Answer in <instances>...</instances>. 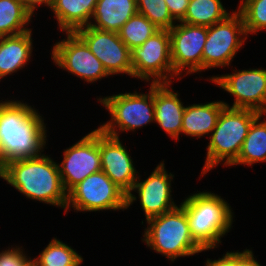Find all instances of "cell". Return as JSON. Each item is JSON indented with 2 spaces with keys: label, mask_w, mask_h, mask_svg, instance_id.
<instances>
[{
  "label": "cell",
  "mask_w": 266,
  "mask_h": 266,
  "mask_svg": "<svg viewBox=\"0 0 266 266\" xmlns=\"http://www.w3.org/2000/svg\"><path fill=\"white\" fill-rule=\"evenodd\" d=\"M42 116L21 101H0V156L4 164L36 157L46 144Z\"/></svg>",
  "instance_id": "6da1fadb"
},
{
  "label": "cell",
  "mask_w": 266,
  "mask_h": 266,
  "mask_svg": "<svg viewBox=\"0 0 266 266\" xmlns=\"http://www.w3.org/2000/svg\"><path fill=\"white\" fill-rule=\"evenodd\" d=\"M2 179L27 198L59 206L66 211L67 192L58 164L50 157L40 154L10 161L5 164Z\"/></svg>",
  "instance_id": "7a4b0ae2"
},
{
  "label": "cell",
  "mask_w": 266,
  "mask_h": 266,
  "mask_svg": "<svg viewBox=\"0 0 266 266\" xmlns=\"http://www.w3.org/2000/svg\"><path fill=\"white\" fill-rule=\"evenodd\" d=\"M194 241L205 251L221 243V237L229 232L233 213L229 204L211 192H198L181 203Z\"/></svg>",
  "instance_id": "3957f363"
},
{
  "label": "cell",
  "mask_w": 266,
  "mask_h": 266,
  "mask_svg": "<svg viewBox=\"0 0 266 266\" xmlns=\"http://www.w3.org/2000/svg\"><path fill=\"white\" fill-rule=\"evenodd\" d=\"M224 104L217 124L209 135L210 142L201 176L222 161L223 165L231 166L237 160L250 125L260 115L251 109L231 108L228 103Z\"/></svg>",
  "instance_id": "277c9868"
},
{
  "label": "cell",
  "mask_w": 266,
  "mask_h": 266,
  "mask_svg": "<svg viewBox=\"0 0 266 266\" xmlns=\"http://www.w3.org/2000/svg\"><path fill=\"white\" fill-rule=\"evenodd\" d=\"M144 238L150 249L161 253L169 260L191 256L204 250L191 236L187 215L182 205L173 210L146 220Z\"/></svg>",
  "instance_id": "5b68a950"
},
{
  "label": "cell",
  "mask_w": 266,
  "mask_h": 266,
  "mask_svg": "<svg viewBox=\"0 0 266 266\" xmlns=\"http://www.w3.org/2000/svg\"><path fill=\"white\" fill-rule=\"evenodd\" d=\"M100 103L110 112L111 120L102 124L105 134L120 137L119 131H134L148 123L155 122L154 83H151L149 93H121L99 98Z\"/></svg>",
  "instance_id": "8992f818"
},
{
  "label": "cell",
  "mask_w": 266,
  "mask_h": 266,
  "mask_svg": "<svg viewBox=\"0 0 266 266\" xmlns=\"http://www.w3.org/2000/svg\"><path fill=\"white\" fill-rule=\"evenodd\" d=\"M132 77L151 83H169L178 76L171 62L169 30L159 29L141 46L131 50ZM169 76V77H168Z\"/></svg>",
  "instance_id": "52a82bcc"
},
{
  "label": "cell",
  "mask_w": 266,
  "mask_h": 266,
  "mask_svg": "<svg viewBox=\"0 0 266 266\" xmlns=\"http://www.w3.org/2000/svg\"><path fill=\"white\" fill-rule=\"evenodd\" d=\"M127 209V194L102 170L92 173L67 193L66 211ZM69 207V208H68Z\"/></svg>",
  "instance_id": "ba28073f"
},
{
  "label": "cell",
  "mask_w": 266,
  "mask_h": 266,
  "mask_svg": "<svg viewBox=\"0 0 266 266\" xmlns=\"http://www.w3.org/2000/svg\"><path fill=\"white\" fill-rule=\"evenodd\" d=\"M246 36L243 19L238 11L209 26L203 49L202 70L229 66L245 42Z\"/></svg>",
  "instance_id": "9c48e42d"
},
{
  "label": "cell",
  "mask_w": 266,
  "mask_h": 266,
  "mask_svg": "<svg viewBox=\"0 0 266 266\" xmlns=\"http://www.w3.org/2000/svg\"><path fill=\"white\" fill-rule=\"evenodd\" d=\"M66 34L67 38L54 44L51 53L52 60L58 67L88 83L110 76L101 61L75 32Z\"/></svg>",
  "instance_id": "30bf717a"
},
{
  "label": "cell",
  "mask_w": 266,
  "mask_h": 266,
  "mask_svg": "<svg viewBox=\"0 0 266 266\" xmlns=\"http://www.w3.org/2000/svg\"><path fill=\"white\" fill-rule=\"evenodd\" d=\"M61 181L68 193L92 173L101 170L99 128L82 137L64 151V159L58 163Z\"/></svg>",
  "instance_id": "8fae6325"
},
{
  "label": "cell",
  "mask_w": 266,
  "mask_h": 266,
  "mask_svg": "<svg viewBox=\"0 0 266 266\" xmlns=\"http://www.w3.org/2000/svg\"><path fill=\"white\" fill-rule=\"evenodd\" d=\"M210 80L232 94L231 108L251 109L266 114V70H239L232 74L211 77Z\"/></svg>",
  "instance_id": "7c38bea8"
},
{
  "label": "cell",
  "mask_w": 266,
  "mask_h": 266,
  "mask_svg": "<svg viewBox=\"0 0 266 266\" xmlns=\"http://www.w3.org/2000/svg\"><path fill=\"white\" fill-rule=\"evenodd\" d=\"M171 62L174 72L180 76L187 68V74L202 71L203 49L208 27L180 22L170 30Z\"/></svg>",
  "instance_id": "4fadbf2b"
},
{
  "label": "cell",
  "mask_w": 266,
  "mask_h": 266,
  "mask_svg": "<svg viewBox=\"0 0 266 266\" xmlns=\"http://www.w3.org/2000/svg\"><path fill=\"white\" fill-rule=\"evenodd\" d=\"M75 33L101 61L109 75L124 73L132 76L131 50L118 33L99 30L90 25L77 29Z\"/></svg>",
  "instance_id": "5bb4252c"
},
{
  "label": "cell",
  "mask_w": 266,
  "mask_h": 266,
  "mask_svg": "<svg viewBox=\"0 0 266 266\" xmlns=\"http://www.w3.org/2000/svg\"><path fill=\"white\" fill-rule=\"evenodd\" d=\"M101 170L127 194V207L136 200L132 188L137 180V171L131 156L118 137L105 134L99 129Z\"/></svg>",
  "instance_id": "9a60e30c"
},
{
  "label": "cell",
  "mask_w": 266,
  "mask_h": 266,
  "mask_svg": "<svg viewBox=\"0 0 266 266\" xmlns=\"http://www.w3.org/2000/svg\"><path fill=\"white\" fill-rule=\"evenodd\" d=\"M173 177L174 175L167 173L164 161L157 165L151 175L143 182H140L138 176L132 191L137 190L139 194L145 220L162 215L177 207L171 197V180Z\"/></svg>",
  "instance_id": "2e32d148"
},
{
  "label": "cell",
  "mask_w": 266,
  "mask_h": 266,
  "mask_svg": "<svg viewBox=\"0 0 266 266\" xmlns=\"http://www.w3.org/2000/svg\"><path fill=\"white\" fill-rule=\"evenodd\" d=\"M169 87V83L154 84L155 122L171 138L179 140L185 106L179 100L178 92Z\"/></svg>",
  "instance_id": "e0dca14e"
},
{
  "label": "cell",
  "mask_w": 266,
  "mask_h": 266,
  "mask_svg": "<svg viewBox=\"0 0 266 266\" xmlns=\"http://www.w3.org/2000/svg\"><path fill=\"white\" fill-rule=\"evenodd\" d=\"M137 11L136 0H98L90 26L99 30L118 33L120 28Z\"/></svg>",
  "instance_id": "ac0fdd59"
},
{
  "label": "cell",
  "mask_w": 266,
  "mask_h": 266,
  "mask_svg": "<svg viewBox=\"0 0 266 266\" xmlns=\"http://www.w3.org/2000/svg\"><path fill=\"white\" fill-rule=\"evenodd\" d=\"M31 30L0 37V79L23 68L32 53Z\"/></svg>",
  "instance_id": "d6986e66"
},
{
  "label": "cell",
  "mask_w": 266,
  "mask_h": 266,
  "mask_svg": "<svg viewBox=\"0 0 266 266\" xmlns=\"http://www.w3.org/2000/svg\"><path fill=\"white\" fill-rule=\"evenodd\" d=\"M224 107L225 104L222 101L186 106L182 118L181 133L192 137L209 135L214 130Z\"/></svg>",
  "instance_id": "ffe728a7"
},
{
  "label": "cell",
  "mask_w": 266,
  "mask_h": 266,
  "mask_svg": "<svg viewBox=\"0 0 266 266\" xmlns=\"http://www.w3.org/2000/svg\"><path fill=\"white\" fill-rule=\"evenodd\" d=\"M98 0H54L51 10L55 14L59 28L65 32H75L89 26Z\"/></svg>",
  "instance_id": "44dd1931"
},
{
  "label": "cell",
  "mask_w": 266,
  "mask_h": 266,
  "mask_svg": "<svg viewBox=\"0 0 266 266\" xmlns=\"http://www.w3.org/2000/svg\"><path fill=\"white\" fill-rule=\"evenodd\" d=\"M260 114L250 125L237 160L231 165H251L266 161V120Z\"/></svg>",
  "instance_id": "7402d4cb"
},
{
  "label": "cell",
  "mask_w": 266,
  "mask_h": 266,
  "mask_svg": "<svg viewBox=\"0 0 266 266\" xmlns=\"http://www.w3.org/2000/svg\"><path fill=\"white\" fill-rule=\"evenodd\" d=\"M32 14L20 0H0V37L22 34L31 29L29 24Z\"/></svg>",
  "instance_id": "603a6c76"
},
{
  "label": "cell",
  "mask_w": 266,
  "mask_h": 266,
  "mask_svg": "<svg viewBox=\"0 0 266 266\" xmlns=\"http://www.w3.org/2000/svg\"><path fill=\"white\" fill-rule=\"evenodd\" d=\"M228 15L230 13L223 7L221 0H190L187 12L180 22L209 27Z\"/></svg>",
  "instance_id": "cb8c5ba5"
},
{
  "label": "cell",
  "mask_w": 266,
  "mask_h": 266,
  "mask_svg": "<svg viewBox=\"0 0 266 266\" xmlns=\"http://www.w3.org/2000/svg\"><path fill=\"white\" fill-rule=\"evenodd\" d=\"M36 266H79L83 258L71 246L54 238L37 258Z\"/></svg>",
  "instance_id": "d4e9b609"
},
{
  "label": "cell",
  "mask_w": 266,
  "mask_h": 266,
  "mask_svg": "<svg viewBox=\"0 0 266 266\" xmlns=\"http://www.w3.org/2000/svg\"><path fill=\"white\" fill-rule=\"evenodd\" d=\"M158 30V27L137 12L120 28L118 35L124 44L132 50L141 46Z\"/></svg>",
  "instance_id": "484cf974"
},
{
  "label": "cell",
  "mask_w": 266,
  "mask_h": 266,
  "mask_svg": "<svg viewBox=\"0 0 266 266\" xmlns=\"http://www.w3.org/2000/svg\"><path fill=\"white\" fill-rule=\"evenodd\" d=\"M237 10L243 19L246 34L266 29V0H241Z\"/></svg>",
  "instance_id": "4316f807"
},
{
  "label": "cell",
  "mask_w": 266,
  "mask_h": 266,
  "mask_svg": "<svg viewBox=\"0 0 266 266\" xmlns=\"http://www.w3.org/2000/svg\"><path fill=\"white\" fill-rule=\"evenodd\" d=\"M138 13L145 16L159 29L170 30L175 19L169 12L165 0H136Z\"/></svg>",
  "instance_id": "83f0119b"
},
{
  "label": "cell",
  "mask_w": 266,
  "mask_h": 266,
  "mask_svg": "<svg viewBox=\"0 0 266 266\" xmlns=\"http://www.w3.org/2000/svg\"><path fill=\"white\" fill-rule=\"evenodd\" d=\"M29 261L23 249L19 247L11 248V250L9 248L0 253V266H25Z\"/></svg>",
  "instance_id": "f1b7e54d"
},
{
  "label": "cell",
  "mask_w": 266,
  "mask_h": 266,
  "mask_svg": "<svg viewBox=\"0 0 266 266\" xmlns=\"http://www.w3.org/2000/svg\"><path fill=\"white\" fill-rule=\"evenodd\" d=\"M189 1L190 0H165L169 12L175 21L180 22L184 18L188 9Z\"/></svg>",
  "instance_id": "f546056e"
},
{
  "label": "cell",
  "mask_w": 266,
  "mask_h": 266,
  "mask_svg": "<svg viewBox=\"0 0 266 266\" xmlns=\"http://www.w3.org/2000/svg\"><path fill=\"white\" fill-rule=\"evenodd\" d=\"M252 250L236 251V266H261L253 257Z\"/></svg>",
  "instance_id": "4dcf8cb0"
},
{
  "label": "cell",
  "mask_w": 266,
  "mask_h": 266,
  "mask_svg": "<svg viewBox=\"0 0 266 266\" xmlns=\"http://www.w3.org/2000/svg\"><path fill=\"white\" fill-rule=\"evenodd\" d=\"M206 266H236V252H226L222 258L218 260H207Z\"/></svg>",
  "instance_id": "1f68e13d"
},
{
  "label": "cell",
  "mask_w": 266,
  "mask_h": 266,
  "mask_svg": "<svg viewBox=\"0 0 266 266\" xmlns=\"http://www.w3.org/2000/svg\"><path fill=\"white\" fill-rule=\"evenodd\" d=\"M25 8L33 15L34 11L38 6L44 5L48 6L50 9L53 6L54 0H20Z\"/></svg>",
  "instance_id": "d6a6232c"
},
{
  "label": "cell",
  "mask_w": 266,
  "mask_h": 266,
  "mask_svg": "<svg viewBox=\"0 0 266 266\" xmlns=\"http://www.w3.org/2000/svg\"><path fill=\"white\" fill-rule=\"evenodd\" d=\"M4 168H5V164H4V161L2 160V158L0 156V178H2V176H3Z\"/></svg>",
  "instance_id": "836d02e7"
},
{
  "label": "cell",
  "mask_w": 266,
  "mask_h": 266,
  "mask_svg": "<svg viewBox=\"0 0 266 266\" xmlns=\"http://www.w3.org/2000/svg\"><path fill=\"white\" fill-rule=\"evenodd\" d=\"M25 266H34V260L30 258V261Z\"/></svg>",
  "instance_id": "e575fe53"
}]
</instances>
